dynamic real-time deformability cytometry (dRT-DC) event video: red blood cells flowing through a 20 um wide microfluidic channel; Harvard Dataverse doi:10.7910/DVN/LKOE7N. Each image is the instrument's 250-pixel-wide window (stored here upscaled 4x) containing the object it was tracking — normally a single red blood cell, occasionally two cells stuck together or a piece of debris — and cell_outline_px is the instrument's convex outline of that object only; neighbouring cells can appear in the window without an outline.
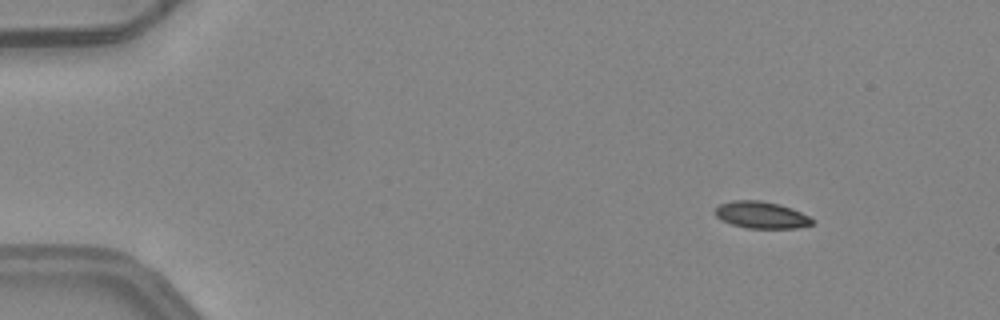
{"species": "common noctule bat (a hibernating species)", "species_latin": "Nyctalus noctula", "temperature_condition": "warm", "stored_images_in_passage": 5, "camera_frame_rate_fps": 3000, "um_per_image_px": 0.085, "animal": {"sex": "female", "body_mass_g": 24.6, "forearm_length_mm": 56.2}, "frame": {"image": 1, "passage_image": 1, "time_ms": 0.0, "image_size_px": [1000, 320], "cell_outline_px": [[812, 224], [796, 228], [748, 228], [732, 224], [720, 220], [716, 216], [716, 208], [720, 204], [732, 200], [760, 200], [780, 204], [792, 208], [808, 216], [812, 220]], "centroid_in_image_um": [64.69, 18.26], "position_along_channel_um": 20.3, "area_um2": 15.09}}